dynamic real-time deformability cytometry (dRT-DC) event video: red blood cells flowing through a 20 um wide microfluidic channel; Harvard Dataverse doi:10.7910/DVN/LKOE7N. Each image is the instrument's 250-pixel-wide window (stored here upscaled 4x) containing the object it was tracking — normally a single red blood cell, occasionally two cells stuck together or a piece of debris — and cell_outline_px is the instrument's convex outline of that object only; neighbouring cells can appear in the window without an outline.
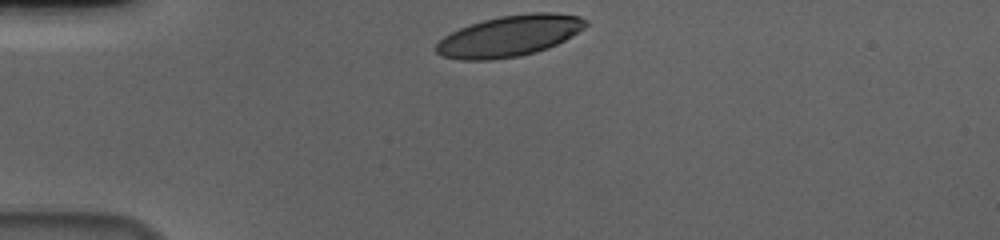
{"species": "human", "species_latin": "Homo sapiens", "temperature_condition": "cold", "stored_images_in_passage": 34, "camera_frame_rate_fps": 3000, "um_per_image_px": 0.085, "donor": {"sex": "male"}, "frame": {"image": 1, "passage_image": 1, "time_ms": 0.0, "image_size_px": [1000, 240], "cell_outline_px": [[588, 24], [584, 28], [564, 40], [548, 48], [536, 52], [520, 56], [492, 60], [460, 60], [444, 56], [436, 52], [436, 44], [444, 36], [460, 28], [484, 20], [500, 16], [532, 12], [552, 12], [580, 16], [588, 20]], "centroid_in_image_um": [43.33, 3.05], "position_along_channel_um": 41.7, "area_um2": 35.66}}
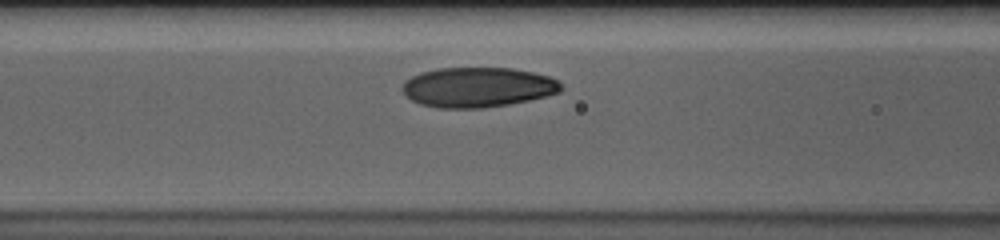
{"frame": {"image": 2, "passage_image": 11, "time_ms": 3.333, "image_size_px": [1000, 240], "cell_outline_px": [[564, 88], [560, 92], [528, 100], [508, 104], [484, 108], [440, 108], [420, 104], [412, 100], [400, 88], [404, 80], [420, 72], [440, 68], [512, 68], [532, 72], [548, 76], [560, 80]], "centroid_in_image_um": [40.61, 7.41], "position_along_channel_um": 126.0, "area_um2": 37.05}}
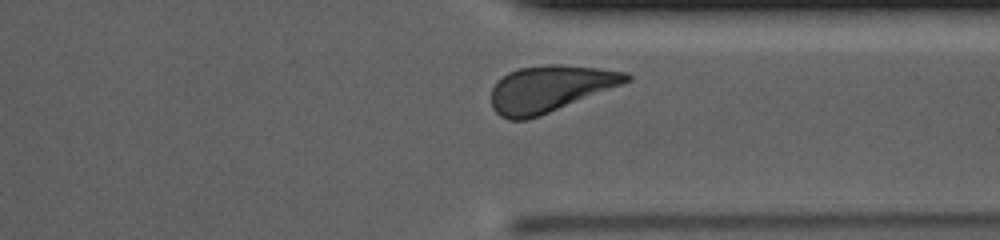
{"frame": {"image": 3, "passage_image": 31, "time_ms": 10.0, "image_size_px": [1000, 240], "cell_outline_px": [[632, 80], [540, 116], [528, 120], [508, 120], [500, 116], [492, 108], [492, 88], [496, 80], [508, 72], [520, 68], [548, 64], [564, 64], [600, 68], [628, 72], [632, 76]], "centroid_in_image_um": [46.73, 7.53], "position_along_channel_um": 364.7, "area_um2": 36.7}, "authors_computed_cell_mechanics": {"area_um2": 36.7608, "velocity_mm_per_s": 3.5865, "shape_relaxation_time_tau1_ms": 4.3199, "shape_relaxation_time_tau2_ms": null, "deformation_change_tau1": 0.1784, "deformation_change_tau2": null}}